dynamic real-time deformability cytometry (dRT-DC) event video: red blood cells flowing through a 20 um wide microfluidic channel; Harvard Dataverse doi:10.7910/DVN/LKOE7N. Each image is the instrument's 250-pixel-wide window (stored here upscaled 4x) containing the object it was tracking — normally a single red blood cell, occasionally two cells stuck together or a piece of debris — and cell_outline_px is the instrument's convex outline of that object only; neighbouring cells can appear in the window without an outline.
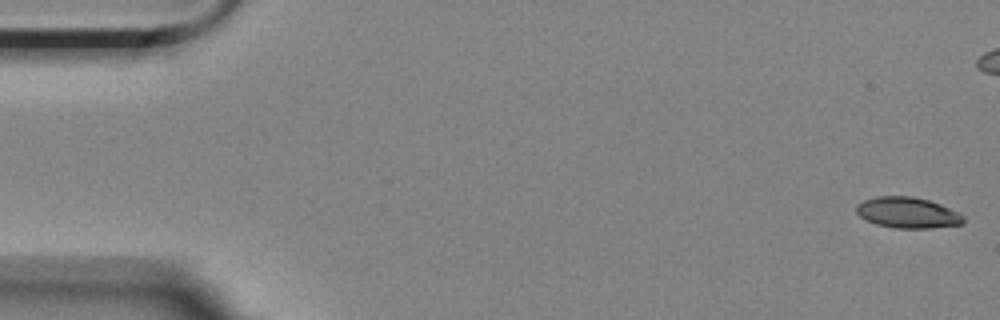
{"species": "Egyptian fruit bat (a non-hibernating species)", "species_latin": "Rousettus aegyptiacus", "temperature_condition": "room temperature", "stored_images_in_passage": 8, "camera_frame_rate_fps": 3000, "um_per_image_px": 0.085, "animal": {"sex": "female"}, "frame": {"image": 1, "passage_image": 1, "time_ms": 0.0, "image_size_px": [1000, 320], "cell_outline_px": [[964, 224], [928, 228], [896, 228], [876, 224], [864, 220], [856, 212], [856, 204], [864, 200], [876, 196], [912, 196], [928, 200], [940, 204], [964, 216]], "centroid_in_image_um": [77.11, 18.08], "position_along_channel_um": 7.9, "area_um2": 19.25}}